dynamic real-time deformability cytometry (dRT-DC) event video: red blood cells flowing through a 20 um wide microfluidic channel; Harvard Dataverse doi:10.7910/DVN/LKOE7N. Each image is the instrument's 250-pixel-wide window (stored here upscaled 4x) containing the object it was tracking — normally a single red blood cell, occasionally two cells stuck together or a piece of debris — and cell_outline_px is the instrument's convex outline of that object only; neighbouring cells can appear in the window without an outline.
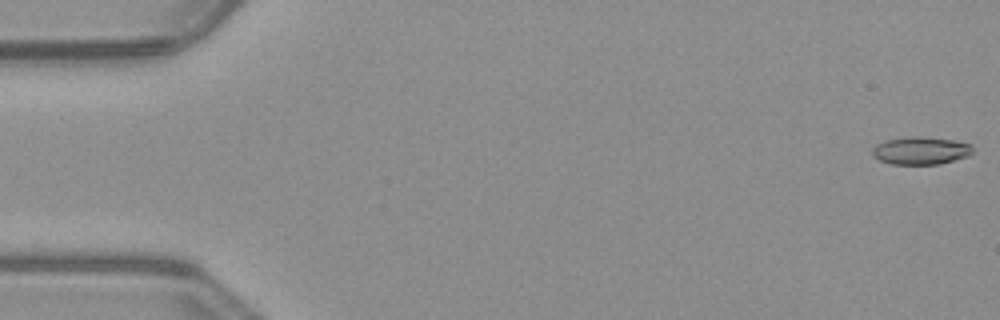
{"species": "common noctule bat (a hibernating species)", "species_latin": "Nyctalus noctula", "temperature_condition": "warm", "stored_images_in_passage": 15, "camera_frame_rate_fps": 3000, "um_per_image_px": 0.085, "animal": {"sex": "male", "body_mass_g": 23.1, "forearm_length_mm": 52.7}, "frame": {"image": 1, "passage_image": 1, "time_ms": 0.0, "image_size_px": [1000, 320], "cell_outline_px": [[972, 152], [968, 156], [940, 164], [892, 164], [880, 160], [872, 156], [872, 148], [876, 144], [888, 140], [912, 136], [920, 136], [952, 140], [972, 144]], "centroid_in_image_um": [78.26, 12.8], "position_along_channel_um": 6.7, "area_um2": 16.13}}
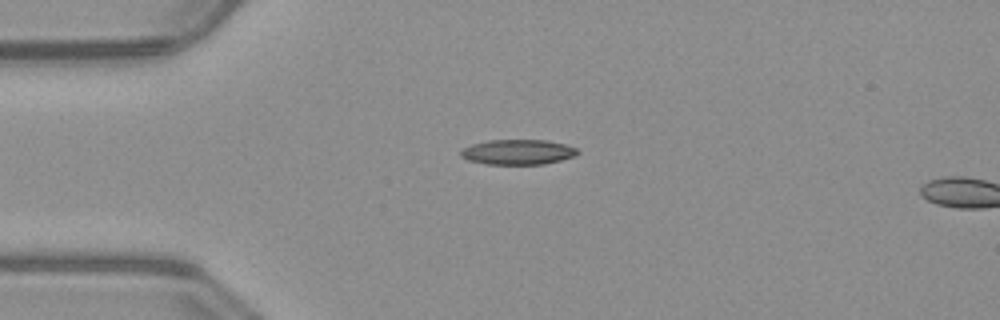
{"frame": {"image": 2, "passage_image": 13, "time_ms": 4.0, "image_size_px": [1000, 320], "cell_outline_px": [[580, 152], [572, 156], [560, 160], [544, 164], [488, 164], [468, 160], [460, 156], [460, 152], [464, 148], [472, 144], [488, 140], [548, 140], [564, 144], [576, 148]], "centroid_in_image_um": [44.0, 12.92], "position_along_channel_um": 41.0, "area_um2": 16.94}}